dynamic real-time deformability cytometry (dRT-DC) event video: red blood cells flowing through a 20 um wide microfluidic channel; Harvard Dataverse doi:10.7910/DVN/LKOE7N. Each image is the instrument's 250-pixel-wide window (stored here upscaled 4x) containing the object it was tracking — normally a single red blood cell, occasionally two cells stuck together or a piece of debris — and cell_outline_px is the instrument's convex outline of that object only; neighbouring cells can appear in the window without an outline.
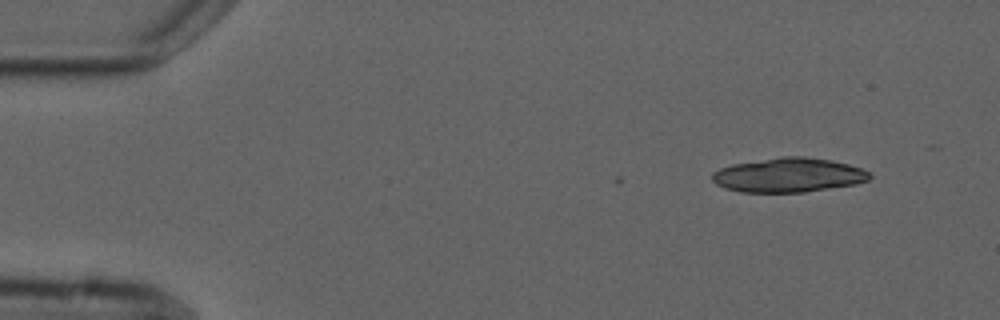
{"species": "common noctule bat (a hibernating species)", "species_latin": "Nyctalus noctula", "temperature_condition": "cold", "stored_images_in_passage": 4, "camera_frame_rate_fps": 3000, "um_per_image_px": 0.085, "animal": {"sex": "male", "forearm_length_mm": 52.5}, "frame": {"image": 1, "passage_image": 1, "time_ms": 0.0, "image_size_px": [1000, 320], "cell_outline_px": [[872, 176], [868, 180], [856, 184], [804, 192], [740, 192], [724, 188], [716, 184], [712, 180], [712, 172], [720, 168], [732, 164], [784, 156], [804, 156], [832, 160], [848, 164], [860, 168], [868, 172]], "centroid_in_image_um": [67.01, 14.88], "position_along_channel_um": 18.0, "area_um2": 31.5}}